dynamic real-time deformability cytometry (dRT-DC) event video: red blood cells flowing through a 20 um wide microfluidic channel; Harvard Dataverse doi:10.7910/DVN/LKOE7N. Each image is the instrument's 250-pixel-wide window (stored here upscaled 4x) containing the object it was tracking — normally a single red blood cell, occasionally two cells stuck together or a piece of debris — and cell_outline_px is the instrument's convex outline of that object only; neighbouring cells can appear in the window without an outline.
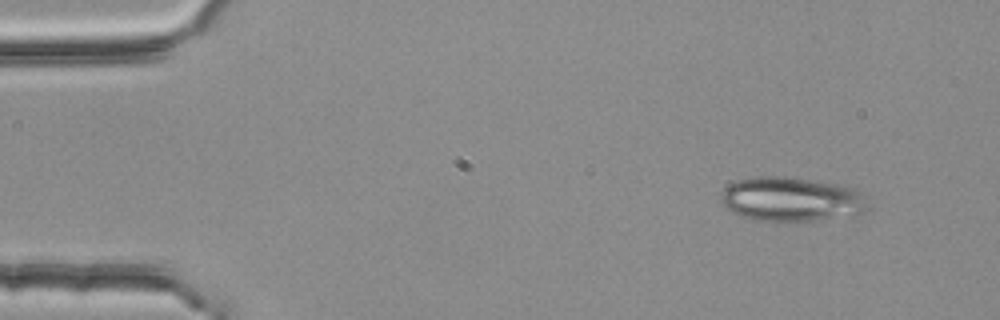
{"species": "common noctule bat (a hibernating species)", "species_latin": "Nyctalus noctula", "temperature_condition": "room temperature", "stored_images_in_passage": 3, "camera_frame_rate_fps": 3000, "um_per_image_px": 0.085, "animal": {"sex": "female", "body_mass_g": 25.1}, "frame": {"image": 1, "passage_image": 1, "time_ms": 0.0, "image_size_px": [1000, 320], "cell_outline_px": [[868, 212], [812, 220], [756, 220], [740, 216], [732, 212], [720, 200], [720, 192], [728, 184], [736, 180], [756, 176], [784, 176], [836, 184], [852, 188], [856, 192], [868, 208]], "centroid_in_image_um": [67.14, 16.92], "position_along_channel_um": 17.9, "area_um2": 37.17}}